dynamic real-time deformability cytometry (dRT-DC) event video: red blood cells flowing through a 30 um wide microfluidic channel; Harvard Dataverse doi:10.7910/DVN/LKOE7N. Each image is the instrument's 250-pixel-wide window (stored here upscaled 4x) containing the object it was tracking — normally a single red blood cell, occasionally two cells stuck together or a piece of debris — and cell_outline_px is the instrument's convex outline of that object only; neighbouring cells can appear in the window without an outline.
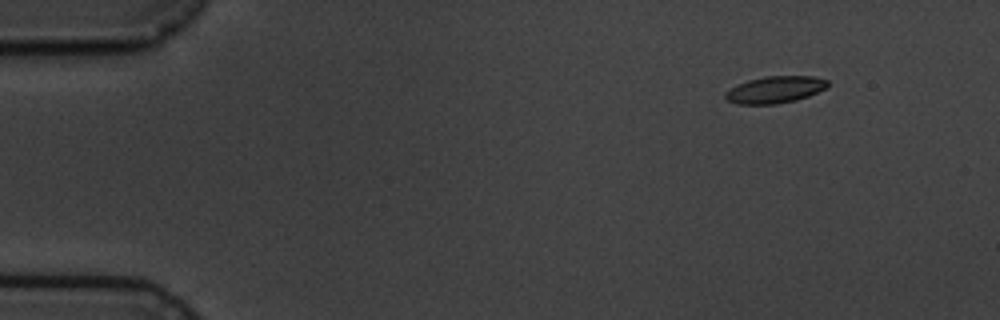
{"species": "common noctule bat (a hibernating species)", "species_latin": "Nyctalus noctula", "temperature_condition": "cold", "stored_images_in_passage": 4, "camera_frame_rate_fps": 3000, "um_per_image_px": 0.085, "animal": {"sex": "male", "body_mass_g": 19.5, "forearm_length_mm": 54.6}, "frame": {"image": 1, "passage_image": 1, "time_ms": 0.0, "image_size_px": [1000, 320], "cell_outline_px": [[828, 84], [824, 88], [808, 96], [796, 100], [776, 104], [736, 104], [728, 100], [724, 96], [724, 92], [748, 80], [764, 76], [812, 76], [828, 80]], "centroid_in_image_um": [65.86, 7.62], "position_along_channel_um": 19.1, "area_um2": 15.84}}
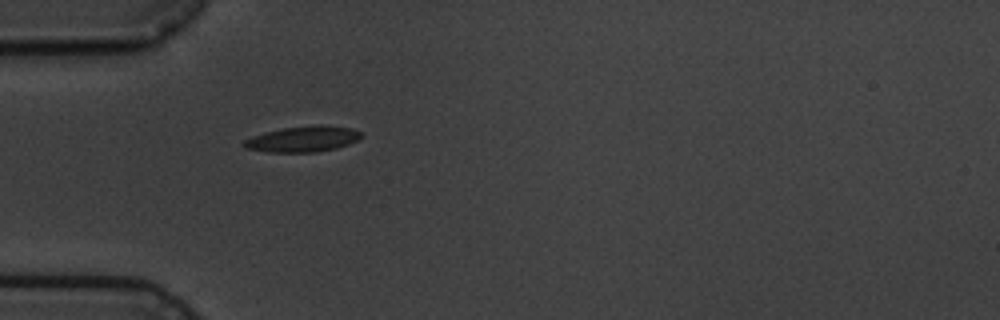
{"frame": {"image": 2, "passage_image": 4, "time_ms": 3.667, "image_size_px": [1000, 320], "cell_outline_px": [[364, 136], [348, 144], [336, 148], [316, 152], [268, 152], [244, 148], [240, 144], [244, 140], [252, 136], [264, 132], [284, 128], [320, 124], [352, 128], [360, 132]], "centroid_in_image_um": [25.72, 11.82], "position_along_channel_um": 59.3, "area_um2": 17.69}}